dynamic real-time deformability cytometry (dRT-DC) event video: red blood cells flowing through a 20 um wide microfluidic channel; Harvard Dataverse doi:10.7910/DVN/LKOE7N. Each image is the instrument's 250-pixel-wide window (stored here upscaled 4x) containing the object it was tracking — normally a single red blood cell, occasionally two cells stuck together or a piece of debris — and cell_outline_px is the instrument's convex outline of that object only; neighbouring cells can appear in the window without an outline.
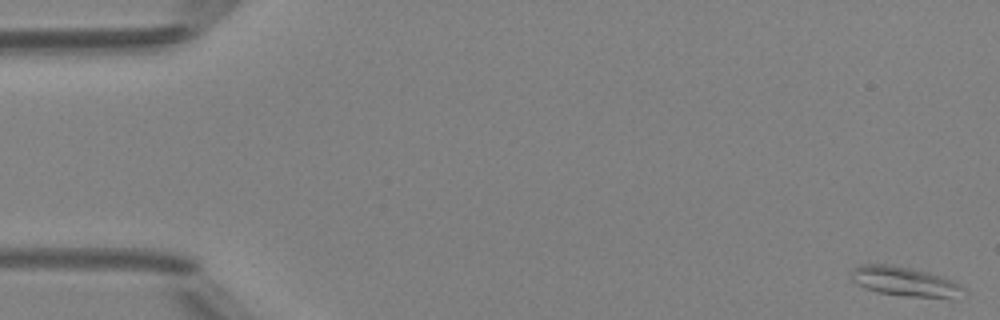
{"species": "Egyptian fruit bat (a non-hibernating species)", "species_latin": "Rousettus aegyptiacus", "temperature_condition": "room temperature", "stored_images_in_passage": 49, "camera_frame_rate_fps": 3000, "um_per_image_px": 0.085, "animal": {"sex": "female"}, "frame": {"image": 1, "passage_image": 1, "time_ms": 0.0, "image_size_px": [1000, 320], "cell_outline_px": [[964, 288], [948, 296], [908, 296], [880, 292], [864, 288], [856, 284], [852, 280], [852, 268], [860, 264], [892, 264], [912, 268], [928, 272], [952, 280], [960, 284]], "centroid_in_image_um": [76.74, 23.87], "position_along_channel_um": 8.3, "area_um2": 18.5}}
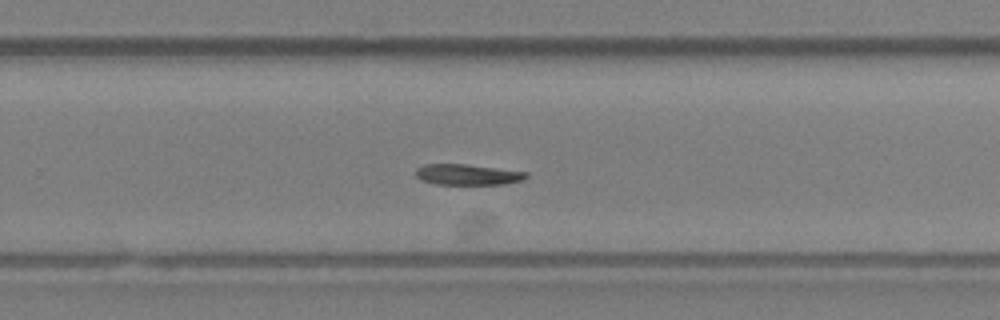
{"frame": {"image": 2, "passage_image": 32, "time_ms": 10.333, "image_size_px": [1000, 320], "cell_outline_px": [[528, 176], [524, 180], [504, 184], [436, 184], [420, 180], [416, 176], [416, 168], [424, 164], [464, 164], [528, 172]], "centroid_in_image_um": [39.74, 14.84], "position_along_channel_um": 290.1, "area_um2": 13.35}}
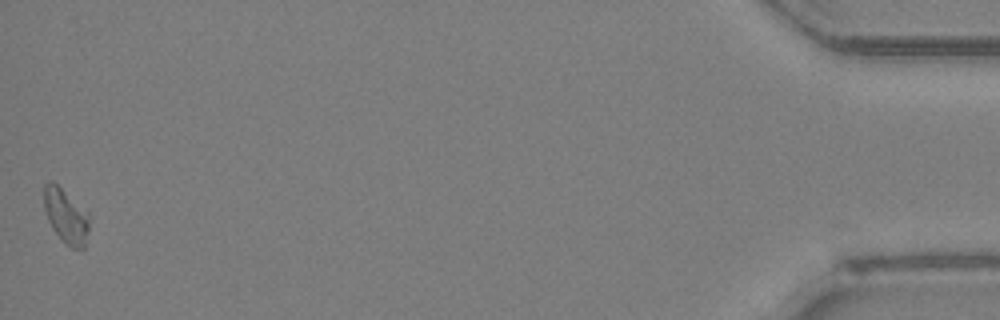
{"frame": {"image": 3, "passage_image": 49, "time_ms": 16.0, "image_size_px": [1000, 320], "cell_outline_px": [[88, 232], [84, 248], [72, 248], [52, 228], [48, 220], [44, 208], [44, 184], [52, 180], [88, 212]], "centroid_in_image_um": [5.59, 18.33], "position_along_channel_um": 429.6, "area_um2": 13.99}}